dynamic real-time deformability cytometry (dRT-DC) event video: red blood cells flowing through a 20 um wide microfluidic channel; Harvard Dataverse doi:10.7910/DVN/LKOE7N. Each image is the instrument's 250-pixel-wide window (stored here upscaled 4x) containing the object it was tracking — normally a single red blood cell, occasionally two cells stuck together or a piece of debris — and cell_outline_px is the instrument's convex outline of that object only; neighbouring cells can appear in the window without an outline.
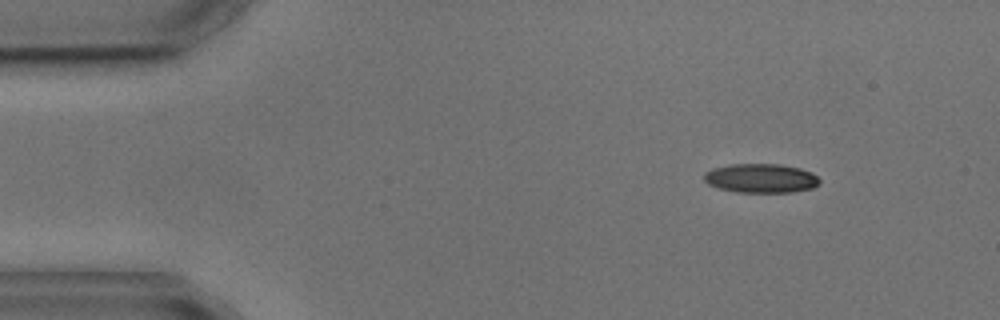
{"species": "common noctule bat (a hibernating species)", "species_latin": "Nyctalus noctula", "temperature_condition": "cold", "stored_images_in_passage": 4, "camera_frame_rate_fps": 3000, "um_per_image_px": 0.085, "animal": {"sex": "male", "body_mass_g": 17.9, "forearm_length_mm": 54.2}, "frame": {"image": 1, "passage_image": 2, "time_ms": 2.0, "image_size_px": [1000, 320], "cell_outline_px": [[820, 184], [812, 188], [792, 192], [736, 192], [720, 188], [708, 184], [704, 180], [704, 172], [712, 168], [732, 164], [780, 164], [800, 168], [812, 172], [820, 180]], "centroid_in_image_um": [64.68, 15.15], "position_along_channel_um": 20.3, "area_um2": 19.65}}